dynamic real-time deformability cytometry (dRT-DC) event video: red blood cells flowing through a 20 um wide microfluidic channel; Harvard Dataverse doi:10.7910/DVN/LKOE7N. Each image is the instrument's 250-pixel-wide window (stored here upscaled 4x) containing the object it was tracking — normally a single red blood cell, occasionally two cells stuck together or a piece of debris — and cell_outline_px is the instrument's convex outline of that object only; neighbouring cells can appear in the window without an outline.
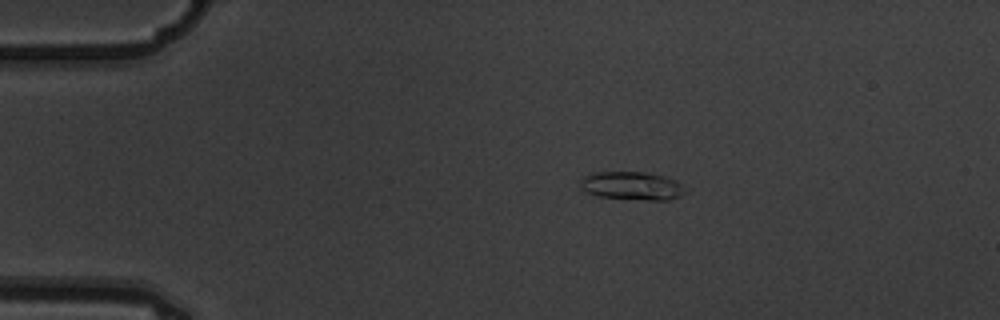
{"species": "common noctule bat (a hibernating species)", "species_latin": "Nyctalus noctula", "temperature_condition": "warm", "stored_images_in_passage": 4, "camera_frame_rate_fps": 3000, "um_per_image_px": 0.085, "animal": {"sex": "male", "body_mass_g": 19.5, "forearm_length_mm": 54.6}, "frame": {"image": 1, "passage_image": 2, "time_ms": 0.333, "image_size_px": [1000, 320], "cell_outline_px": [[684, 192], [680, 196], [668, 200], [648, 200], [596, 196], [588, 192], [580, 184], [580, 180], [584, 176], [592, 172], [644, 172], [664, 176], [676, 180], [680, 184]], "centroid_in_image_um": [53.7, 15.79], "position_along_channel_um": 31.3, "area_um2": 17.05}}